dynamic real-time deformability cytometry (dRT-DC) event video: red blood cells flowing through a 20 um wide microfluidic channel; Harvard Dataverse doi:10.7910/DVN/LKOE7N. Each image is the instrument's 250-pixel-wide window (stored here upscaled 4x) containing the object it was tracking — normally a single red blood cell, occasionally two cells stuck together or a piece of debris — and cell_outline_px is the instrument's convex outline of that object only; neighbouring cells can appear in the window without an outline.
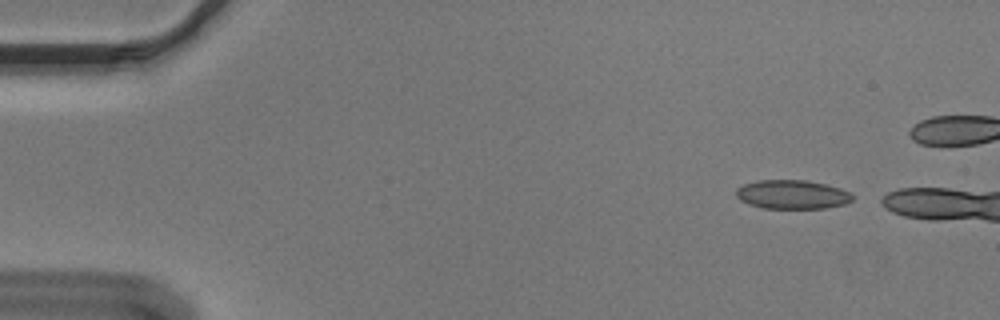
{"species": "Egyptian fruit bat (a non-hibernating species)", "species_latin": "Rousettus aegyptiacus", "temperature_condition": "cold", "stored_images_in_passage": 7, "camera_frame_rate_fps": 3000, "um_per_image_px": 0.085, "animal": {"sex": "male"}, "frame": {"image": 1, "passage_image": 2, "time_ms": 0.333, "image_size_px": [1000, 320], "cell_outline_px": [[852, 200], [844, 204], [824, 208], [760, 208], [748, 204], [740, 200], [736, 196], [736, 188], [744, 184], [756, 180], [808, 180], [840, 188], [852, 192]], "centroid_in_image_um": [67.31, 16.53], "position_along_channel_um": 17.7, "area_um2": 19.71}}